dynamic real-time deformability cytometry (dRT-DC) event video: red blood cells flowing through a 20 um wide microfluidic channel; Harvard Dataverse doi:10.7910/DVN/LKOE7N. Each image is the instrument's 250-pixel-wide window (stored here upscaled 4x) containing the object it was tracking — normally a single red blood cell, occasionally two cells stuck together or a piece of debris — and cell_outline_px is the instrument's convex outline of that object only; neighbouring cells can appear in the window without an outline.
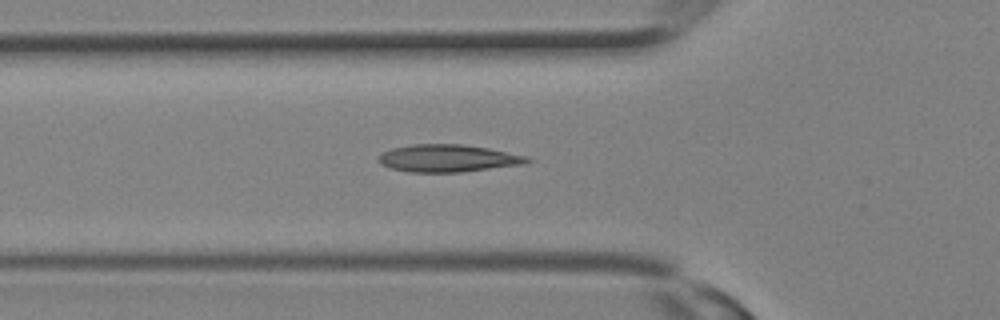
{"species": "Egyptian fruit bat (a non-hibernating species)", "species_latin": "Rousettus aegyptiacus", "temperature_condition": "room temperature", "stored_images_in_passage": 27, "camera_frame_rate_fps": 3000, "um_per_image_px": 0.085, "animal": {"sex": "female"}, "frame": {"image": 1, "passage_image": 7, "time_ms": 2.0, "image_size_px": [1000, 320], "cell_outline_px": [[532, 160], [524, 164], [460, 172], [408, 172], [392, 168], [380, 164], [376, 160], [384, 152], [392, 148], [412, 144], [460, 144], [488, 148], [528, 156]], "centroid_in_image_um": [38.07, 13.45], "position_along_channel_um": 87.7, "area_um2": 23.64}}
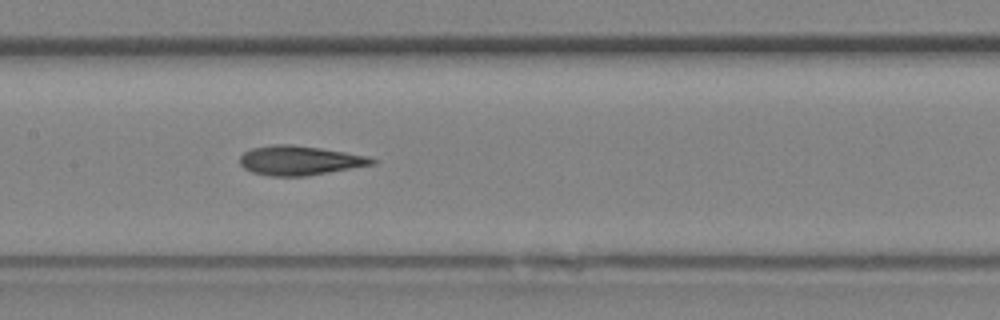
{"frame": {"image": 2, "passage_image": 11, "time_ms": 3.333, "image_size_px": [1000, 320], "cell_outline_px": [[376, 164], [304, 176], [268, 176], [252, 172], [244, 168], [240, 164], [240, 156], [244, 152], [252, 148], [272, 144], [292, 144], [320, 148], [368, 156], [376, 160]], "centroid_in_image_um": [25.44, 13.63], "position_along_channel_um": 182.0, "area_um2": 22.54}}
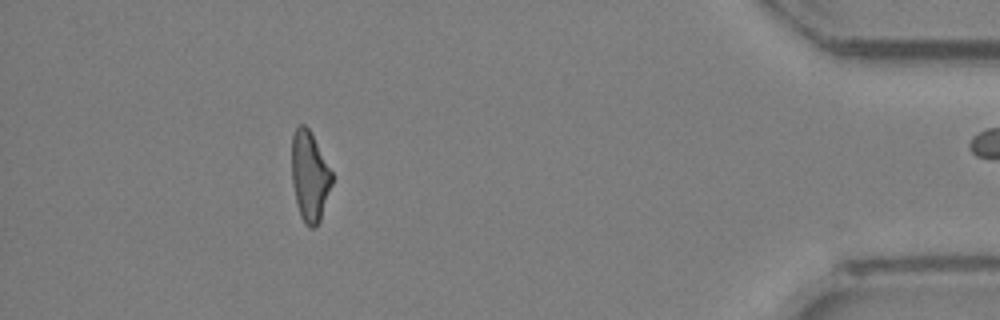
{"frame": {"image": 3, "passage_image": 23, "time_ms": 7.333, "image_size_px": [1000, 320], "cell_outline_px": [[332, 184], [320, 220], [312, 228], [308, 228], [304, 224], [300, 216], [292, 184], [292, 136], [296, 128], [300, 124], [304, 124], [308, 128], [332, 172]], "centroid_in_image_um": [26.31, 15.01], "position_along_channel_um": 408.9, "area_um2": 20.81}}